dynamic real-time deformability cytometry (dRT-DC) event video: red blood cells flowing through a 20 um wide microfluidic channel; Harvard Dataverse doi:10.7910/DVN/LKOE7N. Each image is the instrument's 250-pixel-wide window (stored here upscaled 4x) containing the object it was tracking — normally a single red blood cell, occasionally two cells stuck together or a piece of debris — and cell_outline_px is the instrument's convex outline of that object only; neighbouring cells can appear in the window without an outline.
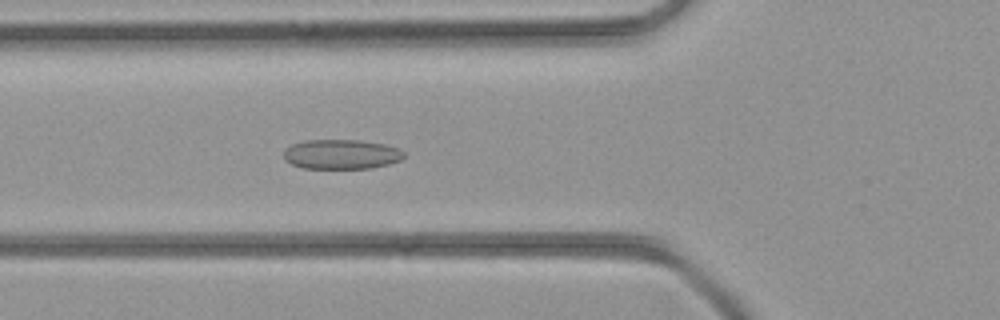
{"species": "common noctule bat (a hibernating species)", "species_latin": "Nyctalus noctula", "temperature_condition": "room temperature", "stored_images_in_passage": 42, "camera_frame_rate_fps": 3000, "um_per_image_px": 0.085, "animal": {"sex": "female", "body_mass_g": 21.9}, "frame": {"image": 1, "passage_image": 15, "time_ms": 4.667, "image_size_px": [1000, 320], "cell_outline_px": [[404, 156], [400, 160], [388, 164], [372, 168], [304, 168], [292, 164], [284, 160], [284, 148], [292, 144], [304, 140], [360, 140], [384, 144], [400, 148], [404, 152]], "centroid_in_image_um": [29.0, 13.1], "position_along_channel_um": 96.8, "area_um2": 20.87}}
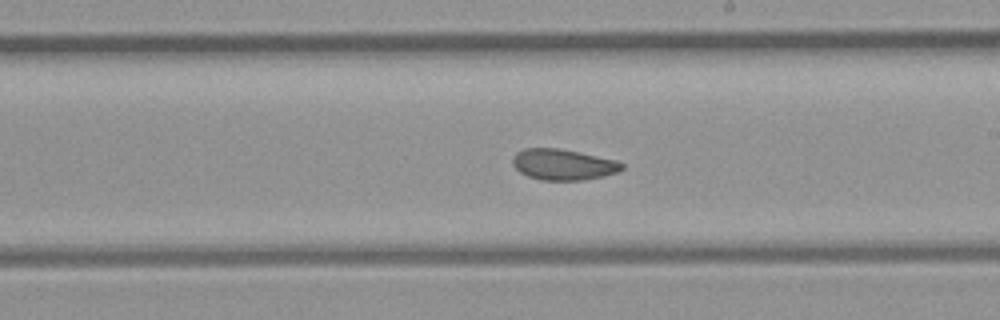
{"frame": {"image": 2, "passage_image": 24, "time_ms": 7.667, "image_size_px": [1000, 320], "cell_outline_px": [[624, 168], [616, 172], [604, 176], [584, 180], [540, 180], [528, 176], [520, 172], [512, 164], [512, 156], [516, 152], [524, 148], [560, 148], [616, 160], [624, 164]], "centroid_in_image_um": [47.84, 13.98], "position_along_channel_um": 241.2, "area_um2": 19.77}}
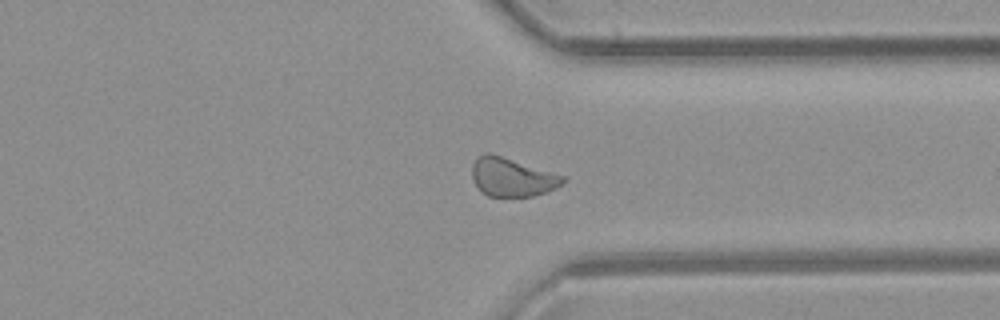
{"frame": {"image": 3, "passage_image": 32, "time_ms": 10.333, "image_size_px": [1000, 320], "cell_outline_px": [[564, 180], [556, 188], [532, 196], [488, 196], [476, 184], [472, 176], [472, 164], [484, 152], [488, 152], [564, 176]], "centroid_in_image_um": [43.5, 15.05], "position_along_channel_um": 367.9, "area_um2": 19.77}}